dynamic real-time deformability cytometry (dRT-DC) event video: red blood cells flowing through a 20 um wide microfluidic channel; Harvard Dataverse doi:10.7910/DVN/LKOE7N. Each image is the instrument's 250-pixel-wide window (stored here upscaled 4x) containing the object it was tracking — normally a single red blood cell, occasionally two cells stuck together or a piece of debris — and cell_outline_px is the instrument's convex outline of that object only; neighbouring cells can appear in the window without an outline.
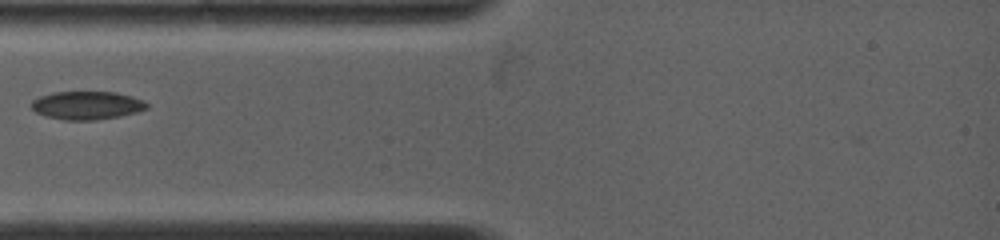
{"species": "common noctule bat (a hibernating species)", "species_latin": "Nyctalus noctula", "temperature_condition": "warm", "stored_images_in_passage": 44, "camera_frame_rate_fps": 5000, "um_per_image_px": 0.085, "animal": {"sex": "female", "body_mass_g": 19.0, "forearm_length_mm": 53.3}, "frame": {"image": 1, "passage_image": 1, "time_ms": 0.0, "image_size_px": [1000, 240], "cell_outline_px": [[148, 108], [136, 112], [120, 116], [92, 120], [64, 120], [44, 116], [36, 112], [32, 108], [32, 100], [40, 96], [56, 92], [116, 92], [132, 96], [144, 100], [148, 104]], "centroid_in_image_um": [7.4, 8.95], "position_along_channel_um": 77.6, "area_um2": 18.96}}
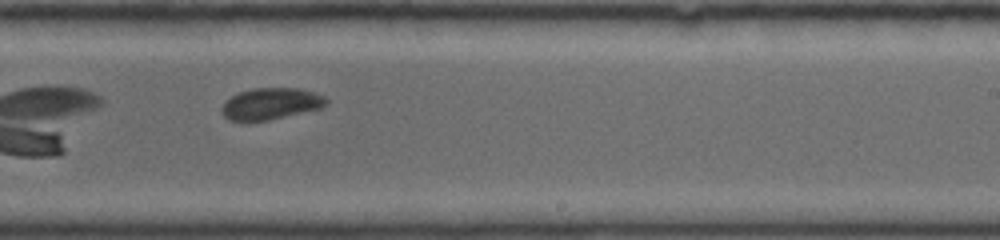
{"frame": {"image": 2, "passage_image": 25, "time_ms": 4.8, "image_size_px": [1000, 240], "cell_outline_px": [[328, 104], [320, 108], [268, 120], [228, 120], [220, 112], [224, 100], [240, 92], [252, 88], [300, 88], [324, 96], [328, 100]], "centroid_in_image_um": [23.0, 8.8], "position_along_channel_um": 266.0, "area_um2": 19.07}}